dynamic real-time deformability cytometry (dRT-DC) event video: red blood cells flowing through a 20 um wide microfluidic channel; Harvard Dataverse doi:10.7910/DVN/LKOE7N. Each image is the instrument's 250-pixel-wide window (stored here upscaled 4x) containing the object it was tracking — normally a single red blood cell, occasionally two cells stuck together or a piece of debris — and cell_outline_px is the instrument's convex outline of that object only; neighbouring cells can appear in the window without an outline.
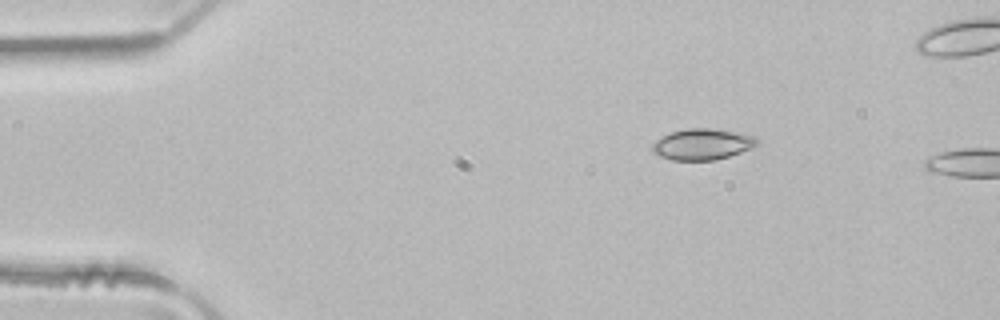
{"species": "common noctule bat (a hibernating species)", "species_latin": "Nyctalus noctula", "temperature_condition": "room temperature", "stored_images_in_passage": 2, "camera_frame_rate_fps": 3000, "um_per_image_px": 0.085, "animal": {"sex": "male", "body_mass_g": 21.5, "forearm_length_mm": 52.0}, "frame": {"image": 1, "passage_image": 1, "time_ms": 0.0, "image_size_px": [1000, 320], "cell_outline_px": [[760, 140], [752, 148], [716, 160], [672, 160], [660, 156], [652, 152], [652, 144], [656, 140], [672, 132], [688, 128], [712, 128], [756, 136]], "centroid_in_image_um": [59.71, 12.26], "position_along_channel_um": 25.3, "area_um2": 18.84}}